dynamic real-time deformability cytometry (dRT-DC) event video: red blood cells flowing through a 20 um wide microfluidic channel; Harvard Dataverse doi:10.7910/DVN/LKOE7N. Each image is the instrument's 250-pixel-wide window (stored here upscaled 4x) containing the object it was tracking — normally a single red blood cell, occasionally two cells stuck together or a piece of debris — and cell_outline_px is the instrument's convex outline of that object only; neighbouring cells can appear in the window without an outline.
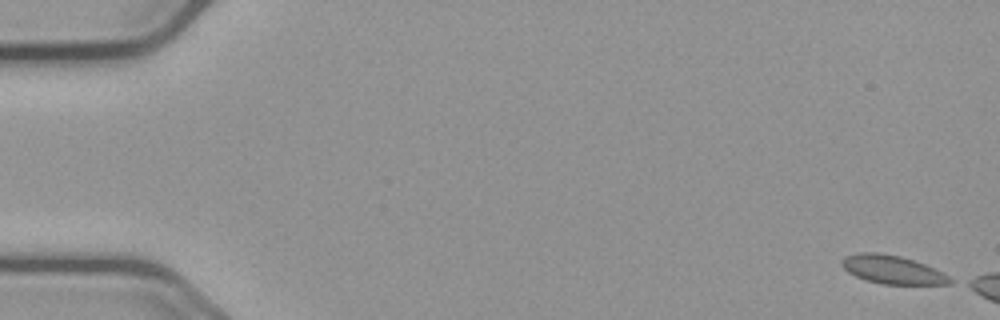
{"species": "common noctule bat (a hibernating species)", "species_latin": "Nyctalus noctula", "temperature_condition": "cold", "stored_images_in_passage": 6, "camera_frame_rate_fps": 3000, "um_per_image_px": 0.085, "animal": {"sex": "male", "body_mass_g": 23.1, "forearm_length_mm": 52.7}, "frame": {"image": 1, "passage_image": 1, "time_ms": 0.0, "image_size_px": [1000, 320], "cell_outline_px": [[956, 280], [952, 284], [884, 284], [868, 280], [856, 276], [848, 272], [840, 264], [840, 260], [844, 256], [856, 252], [876, 252], [900, 256], [924, 264]], "centroid_in_image_um": [75.82, 22.91], "position_along_channel_um": 9.2, "area_um2": 17.8}}